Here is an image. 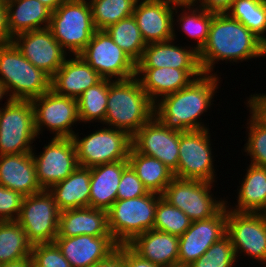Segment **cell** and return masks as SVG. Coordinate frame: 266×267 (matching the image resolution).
<instances>
[{"label": "cell", "instance_id": "1", "mask_svg": "<svg viewBox=\"0 0 266 267\" xmlns=\"http://www.w3.org/2000/svg\"><path fill=\"white\" fill-rule=\"evenodd\" d=\"M266 56V45L241 22L227 13H214L208 39L198 52L204 74H213L215 63L239 62Z\"/></svg>", "mask_w": 266, "mask_h": 267}, {"label": "cell", "instance_id": "2", "mask_svg": "<svg viewBox=\"0 0 266 267\" xmlns=\"http://www.w3.org/2000/svg\"><path fill=\"white\" fill-rule=\"evenodd\" d=\"M220 77L202 73L185 88L155 102L154 116L170 130L187 132L207 129L198 120L212 105Z\"/></svg>", "mask_w": 266, "mask_h": 267}, {"label": "cell", "instance_id": "3", "mask_svg": "<svg viewBox=\"0 0 266 267\" xmlns=\"http://www.w3.org/2000/svg\"><path fill=\"white\" fill-rule=\"evenodd\" d=\"M155 103L142 88L138 77L108 79V100L103 124L123 130L131 137L154 117Z\"/></svg>", "mask_w": 266, "mask_h": 267}, {"label": "cell", "instance_id": "4", "mask_svg": "<svg viewBox=\"0 0 266 267\" xmlns=\"http://www.w3.org/2000/svg\"><path fill=\"white\" fill-rule=\"evenodd\" d=\"M0 75L10 99L32 100L51 89V77L32 65L13 42L0 46Z\"/></svg>", "mask_w": 266, "mask_h": 267}, {"label": "cell", "instance_id": "5", "mask_svg": "<svg viewBox=\"0 0 266 267\" xmlns=\"http://www.w3.org/2000/svg\"><path fill=\"white\" fill-rule=\"evenodd\" d=\"M159 194L148 192L146 195L130 199H117L107 210L108 229L118 244H129L137 235L152 230Z\"/></svg>", "mask_w": 266, "mask_h": 267}, {"label": "cell", "instance_id": "6", "mask_svg": "<svg viewBox=\"0 0 266 267\" xmlns=\"http://www.w3.org/2000/svg\"><path fill=\"white\" fill-rule=\"evenodd\" d=\"M48 28L66 51L78 55L96 31L89 2L66 0L52 12Z\"/></svg>", "mask_w": 266, "mask_h": 267}, {"label": "cell", "instance_id": "7", "mask_svg": "<svg viewBox=\"0 0 266 267\" xmlns=\"http://www.w3.org/2000/svg\"><path fill=\"white\" fill-rule=\"evenodd\" d=\"M0 109V155L31 153L37 138L31 100L8 99Z\"/></svg>", "mask_w": 266, "mask_h": 267}, {"label": "cell", "instance_id": "8", "mask_svg": "<svg viewBox=\"0 0 266 267\" xmlns=\"http://www.w3.org/2000/svg\"><path fill=\"white\" fill-rule=\"evenodd\" d=\"M79 138L78 133L72 137L82 167L127 160L132 147V137L127 132L109 126Z\"/></svg>", "mask_w": 266, "mask_h": 267}, {"label": "cell", "instance_id": "9", "mask_svg": "<svg viewBox=\"0 0 266 267\" xmlns=\"http://www.w3.org/2000/svg\"><path fill=\"white\" fill-rule=\"evenodd\" d=\"M60 210L53 195L46 189L25 196L17 222L25 231L28 242L51 243L58 235Z\"/></svg>", "mask_w": 266, "mask_h": 267}, {"label": "cell", "instance_id": "10", "mask_svg": "<svg viewBox=\"0 0 266 267\" xmlns=\"http://www.w3.org/2000/svg\"><path fill=\"white\" fill-rule=\"evenodd\" d=\"M212 184L207 181L174 177L165 188L162 197L184 212L191 221L208 219L217 214L227 203L213 198Z\"/></svg>", "mask_w": 266, "mask_h": 267}, {"label": "cell", "instance_id": "11", "mask_svg": "<svg viewBox=\"0 0 266 267\" xmlns=\"http://www.w3.org/2000/svg\"><path fill=\"white\" fill-rule=\"evenodd\" d=\"M78 55L103 79L125 80L136 76V63L105 30H96Z\"/></svg>", "mask_w": 266, "mask_h": 267}, {"label": "cell", "instance_id": "12", "mask_svg": "<svg viewBox=\"0 0 266 267\" xmlns=\"http://www.w3.org/2000/svg\"><path fill=\"white\" fill-rule=\"evenodd\" d=\"M208 129L179 132V158L174 177L214 183L216 172Z\"/></svg>", "mask_w": 266, "mask_h": 267}, {"label": "cell", "instance_id": "13", "mask_svg": "<svg viewBox=\"0 0 266 267\" xmlns=\"http://www.w3.org/2000/svg\"><path fill=\"white\" fill-rule=\"evenodd\" d=\"M227 209L226 235L231 240L236 257L242 252L265 265L266 216L262 213L235 212L229 206Z\"/></svg>", "mask_w": 266, "mask_h": 267}, {"label": "cell", "instance_id": "14", "mask_svg": "<svg viewBox=\"0 0 266 267\" xmlns=\"http://www.w3.org/2000/svg\"><path fill=\"white\" fill-rule=\"evenodd\" d=\"M31 102L34 107L37 136L43 132V127H47L53 134L55 132L53 137H73L75 132L71 127L75 122L80 123L77 99L59 95L50 89L41 96L33 98Z\"/></svg>", "mask_w": 266, "mask_h": 267}, {"label": "cell", "instance_id": "15", "mask_svg": "<svg viewBox=\"0 0 266 267\" xmlns=\"http://www.w3.org/2000/svg\"><path fill=\"white\" fill-rule=\"evenodd\" d=\"M32 157L37 181L46 190L66 179L79 166L72 138L53 137L40 155L32 151Z\"/></svg>", "mask_w": 266, "mask_h": 267}, {"label": "cell", "instance_id": "16", "mask_svg": "<svg viewBox=\"0 0 266 267\" xmlns=\"http://www.w3.org/2000/svg\"><path fill=\"white\" fill-rule=\"evenodd\" d=\"M12 42L32 65L50 77L67 59V51L57 42L48 27L18 34Z\"/></svg>", "mask_w": 266, "mask_h": 267}, {"label": "cell", "instance_id": "17", "mask_svg": "<svg viewBox=\"0 0 266 267\" xmlns=\"http://www.w3.org/2000/svg\"><path fill=\"white\" fill-rule=\"evenodd\" d=\"M132 147L160 160L173 173L177 170L179 132L165 127L155 116L132 136Z\"/></svg>", "mask_w": 266, "mask_h": 267}, {"label": "cell", "instance_id": "18", "mask_svg": "<svg viewBox=\"0 0 266 267\" xmlns=\"http://www.w3.org/2000/svg\"><path fill=\"white\" fill-rule=\"evenodd\" d=\"M227 204L214 216L192 221L179 237L178 262L191 264L226 235Z\"/></svg>", "mask_w": 266, "mask_h": 267}, {"label": "cell", "instance_id": "19", "mask_svg": "<svg viewBox=\"0 0 266 267\" xmlns=\"http://www.w3.org/2000/svg\"><path fill=\"white\" fill-rule=\"evenodd\" d=\"M176 7L170 5L166 0H138L136 2L133 16L140 29L146 44L153 42H165L176 39L174 31V13Z\"/></svg>", "mask_w": 266, "mask_h": 267}, {"label": "cell", "instance_id": "20", "mask_svg": "<svg viewBox=\"0 0 266 267\" xmlns=\"http://www.w3.org/2000/svg\"><path fill=\"white\" fill-rule=\"evenodd\" d=\"M54 242L71 267H91L105 260L118 246L112 236L56 237Z\"/></svg>", "mask_w": 266, "mask_h": 267}, {"label": "cell", "instance_id": "21", "mask_svg": "<svg viewBox=\"0 0 266 267\" xmlns=\"http://www.w3.org/2000/svg\"><path fill=\"white\" fill-rule=\"evenodd\" d=\"M201 74V69L136 68V77L154 103L165 95L185 88Z\"/></svg>", "mask_w": 266, "mask_h": 267}, {"label": "cell", "instance_id": "22", "mask_svg": "<svg viewBox=\"0 0 266 267\" xmlns=\"http://www.w3.org/2000/svg\"><path fill=\"white\" fill-rule=\"evenodd\" d=\"M74 56L66 59L51 77V89L59 95L77 99L103 78L79 55Z\"/></svg>", "mask_w": 266, "mask_h": 267}, {"label": "cell", "instance_id": "23", "mask_svg": "<svg viewBox=\"0 0 266 267\" xmlns=\"http://www.w3.org/2000/svg\"><path fill=\"white\" fill-rule=\"evenodd\" d=\"M0 185L24 197L42 191L31 153L0 155Z\"/></svg>", "mask_w": 266, "mask_h": 267}, {"label": "cell", "instance_id": "24", "mask_svg": "<svg viewBox=\"0 0 266 267\" xmlns=\"http://www.w3.org/2000/svg\"><path fill=\"white\" fill-rule=\"evenodd\" d=\"M173 41L147 44L136 68L201 69L198 52L192 47L175 46Z\"/></svg>", "mask_w": 266, "mask_h": 267}, {"label": "cell", "instance_id": "25", "mask_svg": "<svg viewBox=\"0 0 266 267\" xmlns=\"http://www.w3.org/2000/svg\"><path fill=\"white\" fill-rule=\"evenodd\" d=\"M111 236L107 211L92 207L60 211L57 237Z\"/></svg>", "mask_w": 266, "mask_h": 267}, {"label": "cell", "instance_id": "26", "mask_svg": "<svg viewBox=\"0 0 266 267\" xmlns=\"http://www.w3.org/2000/svg\"><path fill=\"white\" fill-rule=\"evenodd\" d=\"M128 160L90 167L89 207L108 210L117 200L119 182Z\"/></svg>", "mask_w": 266, "mask_h": 267}, {"label": "cell", "instance_id": "27", "mask_svg": "<svg viewBox=\"0 0 266 267\" xmlns=\"http://www.w3.org/2000/svg\"><path fill=\"white\" fill-rule=\"evenodd\" d=\"M128 245L142 258L161 267L178 262L179 236L152 229L137 235Z\"/></svg>", "mask_w": 266, "mask_h": 267}, {"label": "cell", "instance_id": "28", "mask_svg": "<svg viewBox=\"0 0 266 267\" xmlns=\"http://www.w3.org/2000/svg\"><path fill=\"white\" fill-rule=\"evenodd\" d=\"M5 2L7 28L12 38L24 32L49 27L52 11L38 0H5Z\"/></svg>", "mask_w": 266, "mask_h": 267}, {"label": "cell", "instance_id": "29", "mask_svg": "<svg viewBox=\"0 0 266 267\" xmlns=\"http://www.w3.org/2000/svg\"><path fill=\"white\" fill-rule=\"evenodd\" d=\"M91 170L78 166L66 179L52 185L53 195L60 211L89 207Z\"/></svg>", "mask_w": 266, "mask_h": 267}, {"label": "cell", "instance_id": "30", "mask_svg": "<svg viewBox=\"0 0 266 267\" xmlns=\"http://www.w3.org/2000/svg\"><path fill=\"white\" fill-rule=\"evenodd\" d=\"M127 160L148 192L162 195L174 178L173 172L160 160L141 154L133 147Z\"/></svg>", "mask_w": 266, "mask_h": 267}, {"label": "cell", "instance_id": "31", "mask_svg": "<svg viewBox=\"0 0 266 267\" xmlns=\"http://www.w3.org/2000/svg\"><path fill=\"white\" fill-rule=\"evenodd\" d=\"M238 191L235 212L262 213L266 208V167L250 163Z\"/></svg>", "mask_w": 266, "mask_h": 267}, {"label": "cell", "instance_id": "32", "mask_svg": "<svg viewBox=\"0 0 266 267\" xmlns=\"http://www.w3.org/2000/svg\"><path fill=\"white\" fill-rule=\"evenodd\" d=\"M32 245L17 221H0V264L31 258Z\"/></svg>", "mask_w": 266, "mask_h": 267}, {"label": "cell", "instance_id": "33", "mask_svg": "<svg viewBox=\"0 0 266 267\" xmlns=\"http://www.w3.org/2000/svg\"><path fill=\"white\" fill-rule=\"evenodd\" d=\"M105 31L136 64L140 61L147 44L133 15L108 26Z\"/></svg>", "mask_w": 266, "mask_h": 267}, {"label": "cell", "instance_id": "34", "mask_svg": "<svg viewBox=\"0 0 266 267\" xmlns=\"http://www.w3.org/2000/svg\"><path fill=\"white\" fill-rule=\"evenodd\" d=\"M255 34L265 45L266 0H235L227 12Z\"/></svg>", "mask_w": 266, "mask_h": 267}, {"label": "cell", "instance_id": "35", "mask_svg": "<svg viewBox=\"0 0 266 267\" xmlns=\"http://www.w3.org/2000/svg\"><path fill=\"white\" fill-rule=\"evenodd\" d=\"M108 100V79L89 87L77 98L78 117L80 122L95 121L103 123L105 120Z\"/></svg>", "mask_w": 266, "mask_h": 267}, {"label": "cell", "instance_id": "36", "mask_svg": "<svg viewBox=\"0 0 266 267\" xmlns=\"http://www.w3.org/2000/svg\"><path fill=\"white\" fill-rule=\"evenodd\" d=\"M96 30H105L121 19L132 16L138 0H88Z\"/></svg>", "mask_w": 266, "mask_h": 267}, {"label": "cell", "instance_id": "37", "mask_svg": "<svg viewBox=\"0 0 266 267\" xmlns=\"http://www.w3.org/2000/svg\"><path fill=\"white\" fill-rule=\"evenodd\" d=\"M185 8L188 11H186ZM213 17L214 13L199 6H195V8L194 6L184 7L182 14L178 15L177 22L180 24L179 27H181L183 32H185L188 36L198 40L196 46H194V49L197 52L204 47L208 39L209 29Z\"/></svg>", "mask_w": 266, "mask_h": 267}, {"label": "cell", "instance_id": "38", "mask_svg": "<svg viewBox=\"0 0 266 267\" xmlns=\"http://www.w3.org/2000/svg\"><path fill=\"white\" fill-rule=\"evenodd\" d=\"M191 222L184 212L159 195L153 229L180 237L190 227Z\"/></svg>", "mask_w": 266, "mask_h": 267}, {"label": "cell", "instance_id": "39", "mask_svg": "<svg viewBox=\"0 0 266 267\" xmlns=\"http://www.w3.org/2000/svg\"><path fill=\"white\" fill-rule=\"evenodd\" d=\"M237 258L230 238L225 235L190 265L191 267H233Z\"/></svg>", "mask_w": 266, "mask_h": 267}, {"label": "cell", "instance_id": "40", "mask_svg": "<svg viewBox=\"0 0 266 267\" xmlns=\"http://www.w3.org/2000/svg\"><path fill=\"white\" fill-rule=\"evenodd\" d=\"M247 122L248 141L244 146V152L250 156L251 164L266 167V129L261 126L251 115Z\"/></svg>", "mask_w": 266, "mask_h": 267}, {"label": "cell", "instance_id": "41", "mask_svg": "<svg viewBox=\"0 0 266 267\" xmlns=\"http://www.w3.org/2000/svg\"><path fill=\"white\" fill-rule=\"evenodd\" d=\"M30 257L31 267H71L55 242L32 246Z\"/></svg>", "mask_w": 266, "mask_h": 267}, {"label": "cell", "instance_id": "42", "mask_svg": "<svg viewBox=\"0 0 266 267\" xmlns=\"http://www.w3.org/2000/svg\"><path fill=\"white\" fill-rule=\"evenodd\" d=\"M23 199L22 194L0 185V221H17Z\"/></svg>", "mask_w": 266, "mask_h": 267}, {"label": "cell", "instance_id": "43", "mask_svg": "<svg viewBox=\"0 0 266 267\" xmlns=\"http://www.w3.org/2000/svg\"><path fill=\"white\" fill-rule=\"evenodd\" d=\"M148 190L144 187L142 181L138 178L135 171L128 165L122 173L117 199L125 200L146 195Z\"/></svg>", "mask_w": 266, "mask_h": 267}, {"label": "cell", "instance_id": "44", "mask_svg": "<svg viewBox=\"0 0 266 267\" xmlns=\"http://www.w3.org/2000/svg\"><path fill=\"white\" fill-rule=\"evenodd\" d=\"M247 106L251 116L266 129V93L251 95Z\"/></svg>", "mask_w": 266, "mask_h": 267}, {"label": "cell", "instance_id": "45", "mask_svg": "<svg viewBox=\"0 0 266 267\" xmlns=\"http://www.w3.org/2000/svg\"><path fill=\"white\" fill-rule=\"evenodd\" d=\"M124 267H161L138 255L128 244H124Z\"/></svg>", "mask_w": 266, "mask_h": 267}, {"label": "cell", "instance_id": "46", "mask_svg": "<svg viewBox=\"0 0 266 267\" xmlns=\"http://www.w3.org/2000/svg\"><path fill=\"white\" fill-rule=\"evenodd\" d=\"M91 267H124V244L118 245L105 260L99 261Z\"/></svg>", "mask_w": 266, "mask_h": 267}, {"label": "cell", "instance_id": "47", "mask_svg": "<svg viewBox=\"0 0 266 267\" xmlns=\"http://www.w3.org/2000/svg\"><path fill=\"white\" fill-rule=\"evenodd\" d=\"M235 0H201L199 7L218 14L227 13Z\"/></svg>", "mask_w": 266, "mask_h": 267}, {"label": "cell", "instance_id": "48", "mask_svg": "<svg viewBox=\"0 0 266 267\" xmlns=\"http://www.w3.org/2000/svg\"><path fill=\"white\" fill-rule=\"evenodd\" d=\"M12 40L7 28L6 2L0 0V46L12 43Z\"/></svg>", "mask_w": 266, "mask_h": 267}, {"label": "cell", "instance_id": "49", "mask_svg": "<svg viewBox=\"0 0 266 267\" xmlns=\"http://www.w3.org/2000/svg\"><path fill=\"white\" fill-rule=\"evenodd\" d=\"M170 5H172L173 7H176V8H180V7H182V9H183V7H189V6H196V4L195 3H197V5H199L198 4V2L200 3L201 2V0H166Z\"/></svg>", "mask_w": 266, "mask_h": 267}, {"label": "cell", "instance_id": "50", "mask_svg": "<svg viewBox=\"0 0 266 267\" xmlns=\"http://www.w3.org/2000/svg\"><path fill=\"white\" fill-rule=\"evenodd\" d=\"M0 267H31V258H23L16 261L0 264Z\"/></svg>", "mask_w": 266, "mask_h": 267}, {"label": "cell", "instance_id": "51", "mask_svg": "<svg viewBox=\"0 0 266 267\" xmlns=\"http://www.w3.org/2000/svg\"><path fill=\"white\" fill-rule=\"evenodd\" d=\"M52 12L59 8L66 0H38Z\"/></svg>", "mask_w": 266, "mask_h": 267}, {"label": "cell", "instance_id": "52", "mask_svg": "<svg viewBox=\"0 0 266 267\" xmlns=\"http://www.w3.org/2000/svg\"><path fill=\"white\" fill-rule=\"evenodd\" d=\"M8 93L6 91L5 86L0 82V100L2 101L3 98H5L4 96H6ZM2 107H0L1 109Z\"/></svg>", "mask_w": 266, "mask_h": 267}, {"label": "cell", "instance_id": "53", "mask_svg": "<svg viewBox=\"0 0 266 267\" xmlns=\"http://www.w3.org/2000/svg\"><path fill=\"white\" fill-rule=\"evenodd\" d=\"M166 267H191V265L177 262V263H174V264H170V265H168Z\"/></svg>", "mask_w": 266, "mask_h": 267}, {"label": "cell", "instance_id": "54", "mask_svg": "<svg viewBox=\"0 0 266 267\" xmlns=\"http://www.w3.org/2000/svg\"><path fill=\"white\" fill-rule=\"evenodd\" d=\"M262 214H264V215L266 216V208H265V210L262 212Z\"/></svg>", "mask_w": 266, "mask_h": 267}]
</instances>
